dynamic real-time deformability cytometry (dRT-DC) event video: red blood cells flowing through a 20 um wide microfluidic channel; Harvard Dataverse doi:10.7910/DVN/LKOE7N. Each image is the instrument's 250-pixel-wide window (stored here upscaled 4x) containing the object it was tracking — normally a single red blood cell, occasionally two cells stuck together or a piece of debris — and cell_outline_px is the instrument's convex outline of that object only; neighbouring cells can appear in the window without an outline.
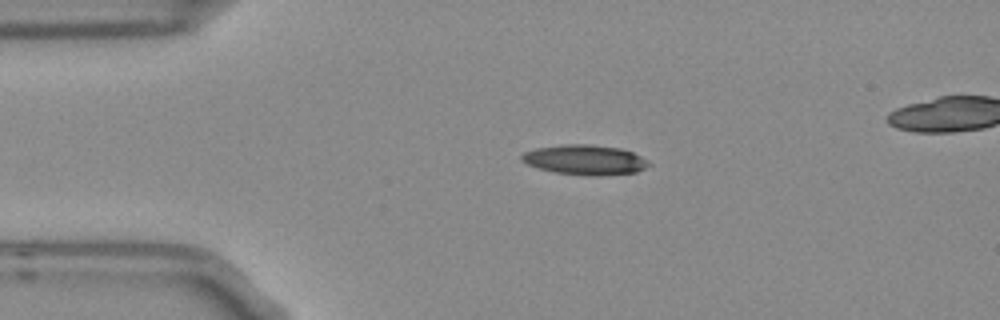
{"species": "Egyptian fruit bat (a non-hibernating species)", "species_latin": "Rousettus aegyptiacus", "temperature_condition": "room temperature", "stored_images_in_passage": 5, "segment_of_instrument_passage": [1, 2], "camera_frame_rate_fps": 3000, "um_per_image_px": 0.085, "frame": {"image": 1, "passage_image": 3, "time_ms": 0.667, "image_size_px": [1000, 320], "cell_outline_px": [[652, 164], [636, 172], [596, 176], [588, 176], [552, 172], [528, 164], [520, 160], [520, 156], [524, 152], [536, 148], [564, 144], [588, 144], [620, 148], [632, 152], [640, 156]], "centroid_in_image_um": [49.7, 13.59], "position_along_channel_um": 35.3, "area_um2": 22.14}}